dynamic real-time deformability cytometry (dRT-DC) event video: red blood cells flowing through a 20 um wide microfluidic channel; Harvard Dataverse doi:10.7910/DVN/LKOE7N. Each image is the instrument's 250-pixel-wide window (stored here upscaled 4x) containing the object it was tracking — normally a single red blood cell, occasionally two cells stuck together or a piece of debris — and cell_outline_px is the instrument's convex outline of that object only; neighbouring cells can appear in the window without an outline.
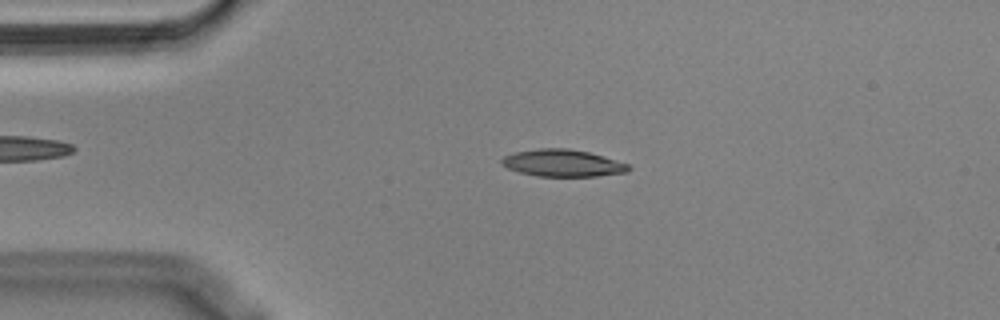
{"species": "Egyptian fruit bat (a non-hibernating species)", "species_latin": "Rousettus aegyptiacus", "temperature_condition": "cold", "stored_images_in_passage": 54, "camera_frame_rate_fps": 3000, "um_per_image_px": 0.085, "animal": {"sex": "male"}, "frame": {"image": 1, "passage_image": 11, "time_ms": 3.333, "image_size_px": [1000, 320], "cell_outline_px": [[632, 168], [628, 172], [596, 176], [536, 176], [520, 172], [508, 168], [500, 164], [500, 160], [504, 156], [516, 152], [540, 148], [568, 148], [588, 152], [628, 164]], "centroid_in_image_um": [47.81, 13.86], "position_along_channel_um": 37.2, "area_um2": 19.88}}
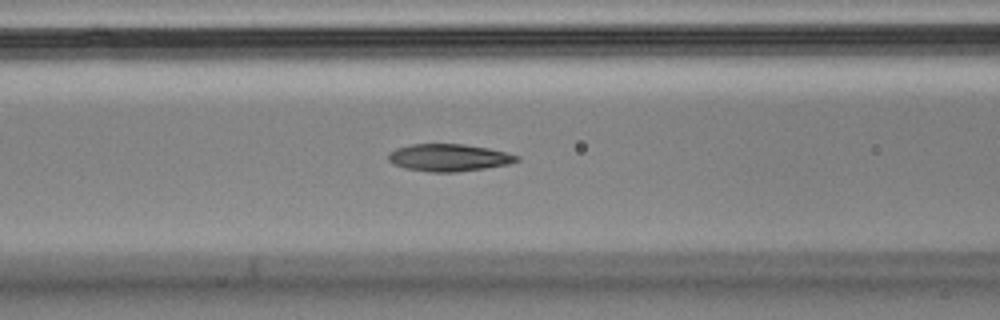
{"frame": {"image": 2, "passage_image": 21, "time_ms": 6.667, "image_size_px": [1000, 320], "cell_outline_px": [[520, 160], [508, 164], [484, 168], [456, 172], [428, 172], [404, 168], [392, 164], [388, 160], [388, 152], [396, 148], [412, 144], [464, 144], [488, 148], [520, 156]], "centroid_in_image_um": [38.11, 13.4], "position_along_channel_um": 128.5, "area_um2": 20.46}}
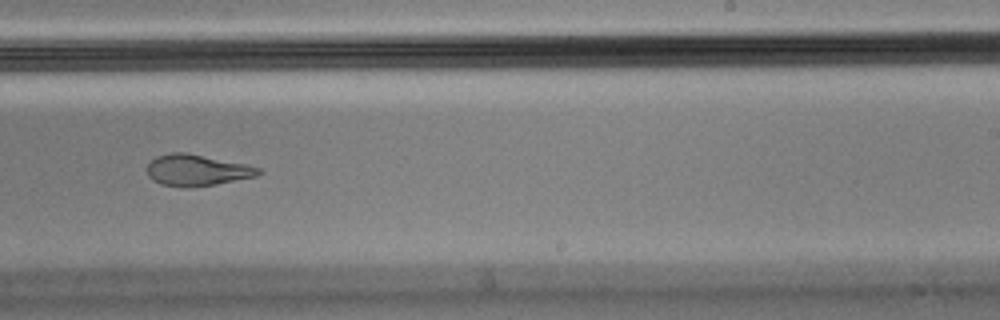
{"frame": {"image": 3, "passage_image": 33, "time_ms": 10.667, "image_size_px": [1000, 320], "cell_outline_px": [[264, 172], [256, 176], [216, 184], [188, 188], [160, 184], [152, 180], [148, 176], [148, 164], [156, 156], [172, 152], [184, 152], [244, 164], [260, 168]], "centroid_in_image_um": [16.72, 14.48], "position_along_channel_um": 272.3, "area_um2": 20.17}, "authors_computed_cell_mechanics": {"area_um2": 20.4034, "velocity_mm_per_s": 3.5995, "shape_relaxation_time_tau1_ms": null, "shape_relaxation_time_tau2_ms": 1.7833, "deformation_change_tau1": null, "deformation_change_tau2": 0.101}}